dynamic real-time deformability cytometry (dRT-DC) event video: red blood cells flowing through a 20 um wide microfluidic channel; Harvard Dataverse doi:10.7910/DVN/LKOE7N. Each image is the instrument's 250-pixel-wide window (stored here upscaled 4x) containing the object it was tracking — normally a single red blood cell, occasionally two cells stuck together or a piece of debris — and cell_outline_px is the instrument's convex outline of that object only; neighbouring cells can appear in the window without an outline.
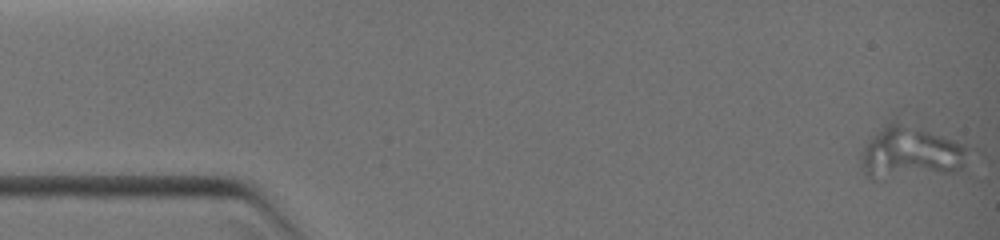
{"species": "common noctule bat (a hibernating species)", "species_latin": "Nyctalus noctula", "temperature_condition": "warm", "stored_images_in_passage": 59, "camera_frame_rate_fps": 3000, "um_per_image_px": 0.085, "animal": {"sex": "female", "body_mass_g": 19.0, "forearm_length_mm": 51.5}, "frame": {"image": 1, "passage_image": 1, "time_ms": 0.0, "image_size_px": [1000, 240], "cell_outline_px": [[968, 148], [964, 164], [960, 168], [952, 172], [872, 180], [864, 172], [860, 160], [860, 152], [872, 136], [896, 112]], "centroid_in_image_um": [77.32, 12.85], "position_along_channel_um": 7.7, "area_um2": 34.22}}
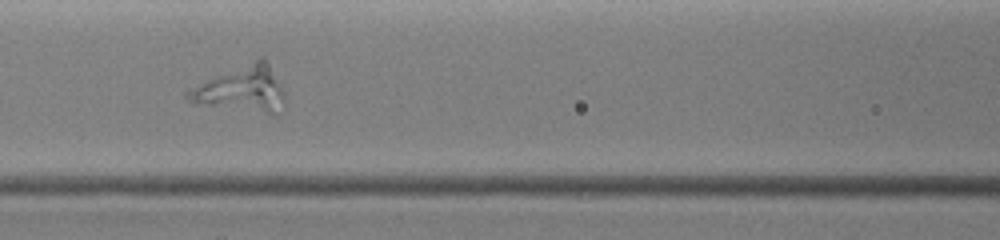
{"frame": {"image": 2, "passage_image": 25, "time_ms": 6.333, "image_size_px": [1000, 240], "cell_outline_px": [[284, 100], [276, 116], [192, 104], [184, 96], [184, 92], [188, 88], [260, 56], [264, 56], [280, 84], [284, 92]], "centroid_in_image_um": [20.51, 7.61], "position_along_channel_um": 146.1, "area_um2": 26.47}}
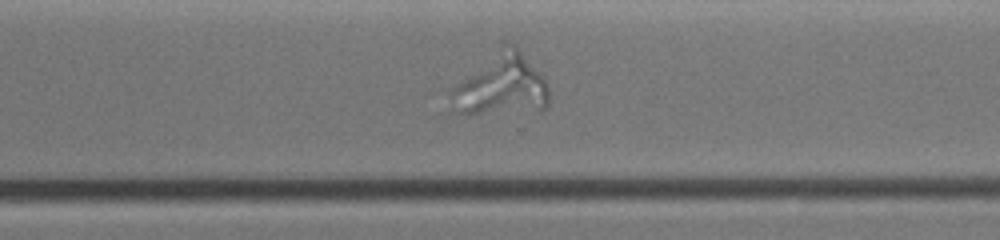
{"frame": {"image": 3, "passage_image": 41, "time_ms": 10.333, "image_size_px": [1000, 240], "cell_outline_px": [[548, 104], [544, 108], [480, 112], [448, 112], [448, 92], [500, 40], [508, 40], [520, 52], [544, 80], [548, 88]], "centroid_in_image_um": [42.46, 7.14], "position_along_channel_um": 328.1, "area_um2": 34.85}}